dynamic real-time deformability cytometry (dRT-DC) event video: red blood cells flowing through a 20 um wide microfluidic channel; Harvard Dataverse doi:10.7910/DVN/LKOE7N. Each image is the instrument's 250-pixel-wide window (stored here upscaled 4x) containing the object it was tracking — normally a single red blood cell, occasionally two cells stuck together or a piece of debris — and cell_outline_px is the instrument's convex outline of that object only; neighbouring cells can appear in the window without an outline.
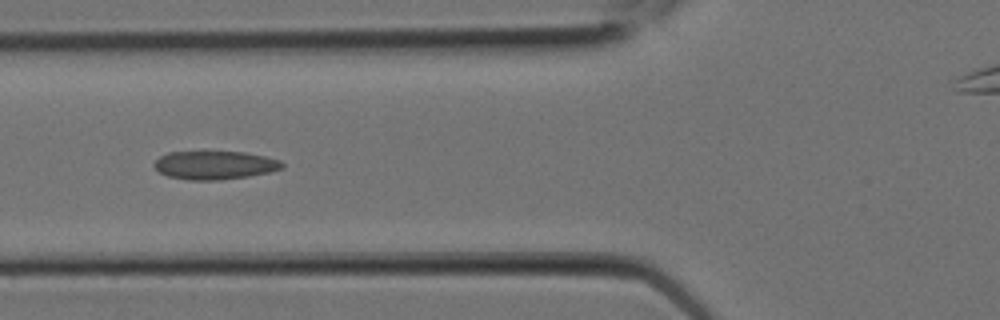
{"species": "Egyptian fruit bat (a non-hibernating species)", "species_latin": "Rousettus aegyptiacus", "temperature_condition": "room temperature", "stored_images_in_passage": 7, "camera_frame_rate_fps": 3000, "um_per_image_px": 0.085, "animal": {"sex": "female"}, "frame": {"image": 1, "passage_image": 5, "time_ms": 1.333, "image_size_px": [1000, 320], "cell_outline_px": [[284, 168], [268, 172], [248, 176], [220, 180], [188, 180], [168, 176], [160, 172], [152, 164], [160, 156], [168, 152], [204, 148], [244, 152], [264, 156], [280, 160], [284, 164]], "centroid_in_image_um": [18.21, 13.98], "position_along_channel_um": 107.6, "area_um2": 22.2}}
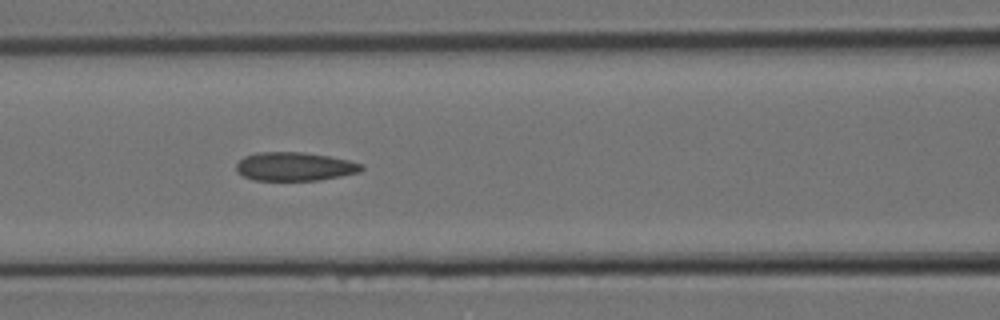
{"frame": {"image": 2, "passage_image": 6, "time_ms": 1.667, "image_size_px": [1000, 320], "cell_outline_px": [[364, 168], [360, 172], [340, 176], [316, 180], [256, 180], [244, 176], [236, 172], [236, 164], [244, 156], [256, 152], [304, 152], [328, 156], [348, 160], [364, 164]], "centroid_in_image_um": [25.04, 14.14], "position_along_channel_um": 141.6, "area_um2": 20.87}}
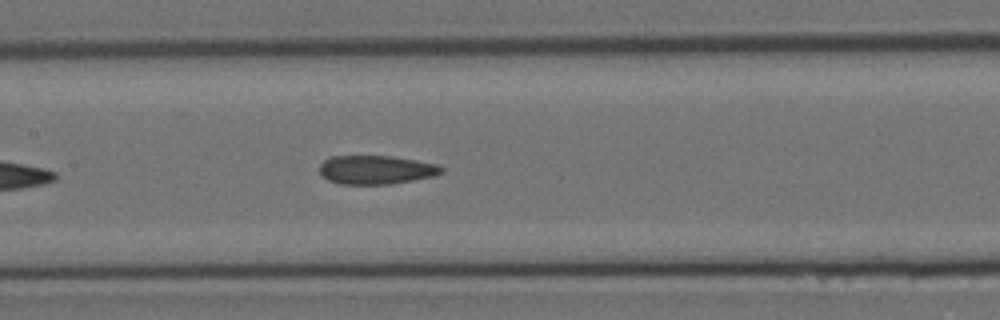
{"frame": {"image": 3, "passage_image": 7, "time_ms": 2.0, "image_size_px": [1000, 320], "cell_outline_px": [[444, 172], [432, 176], [412, 180], [388, 184], [340, 184], [328, 180], [320, 176], [320, 164], [324, 160], [332, 156], [392, 156], [416, 160], [436, 164], [444, 168]], "centroid_in_image_um": [31.94, 14.43], "position_along_channel_um": 175.5, "area_um2": 20.4}}